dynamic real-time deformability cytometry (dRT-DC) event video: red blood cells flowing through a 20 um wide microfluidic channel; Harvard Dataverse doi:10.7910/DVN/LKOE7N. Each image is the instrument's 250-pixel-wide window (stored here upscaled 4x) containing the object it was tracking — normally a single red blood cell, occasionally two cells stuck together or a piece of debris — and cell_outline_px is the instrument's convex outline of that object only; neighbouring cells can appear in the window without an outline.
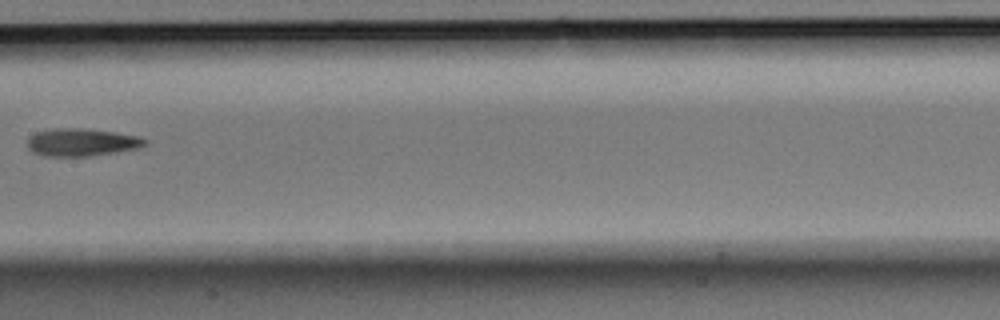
{"species": "Egyptian fruit bat (a non-hibernating species)", "species_latin": "Rousettus aegyptiacus", "temperature_condition": "room temperature", "stored_images_in_passage": 7, "camera_frame_rate_fps": 3000, "um_per_image_px": 0.085, "animal": {"sex": "male"}, "frame": {"image": 1, "passage_image": 7, "time_ms": 2.0, "image_size_px": [1000, 320], "cell_outline_px": [[148, 144], [140, 148], [116, 152], [88, 156], [44, 156], [32, 152], [28, 148], [28, 136], [36, 132], [56, 128], [76, 128], [112, 132], [136, 136], [148, 140]], "centroid_in_image_um": [6.92, 12.1], "position_along_channel_um": 200.5, "area_um2": 18.84}}